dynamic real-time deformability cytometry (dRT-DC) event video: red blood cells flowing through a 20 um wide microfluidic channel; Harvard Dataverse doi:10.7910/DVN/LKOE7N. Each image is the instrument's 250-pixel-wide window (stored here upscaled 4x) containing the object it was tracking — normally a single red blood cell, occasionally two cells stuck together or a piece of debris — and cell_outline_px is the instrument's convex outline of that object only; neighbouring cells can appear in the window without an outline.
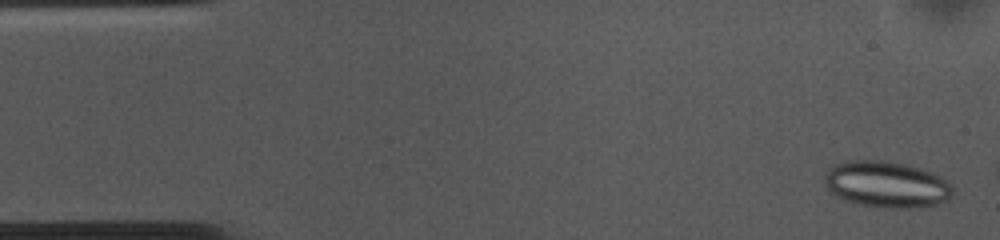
{"species": "common noctule bat (a hibernating species)", "species_latin": "Nyctalus noctula", "temperature_condition": "cold", "stored_images_in_passage": 8, "camera_frame_rate_fps": 3000, "um_per_image_px": 0.085, "animal": {"sex": "female", "body_mass_g": 10.0, "forearm_length_mm": 53.1}, "frame": {"image": 1, "passage_image": 2, "time_ms": 0.333, "image_size_px": [1000, 240], "cell_outline_px": [[952, 192], [948, 200], [936, 204], [916, 208], [888, 208], [860, 204], [844, 200], [824, 188], [824, 172], [832, 164], [848, 160], [884, 160], [932, 172], [940, 176], [952, 188]], "centroid_in_image_um": [75.27, 15.67], "position_along_channel_um": 9.7, "area_um2": 34.62}}